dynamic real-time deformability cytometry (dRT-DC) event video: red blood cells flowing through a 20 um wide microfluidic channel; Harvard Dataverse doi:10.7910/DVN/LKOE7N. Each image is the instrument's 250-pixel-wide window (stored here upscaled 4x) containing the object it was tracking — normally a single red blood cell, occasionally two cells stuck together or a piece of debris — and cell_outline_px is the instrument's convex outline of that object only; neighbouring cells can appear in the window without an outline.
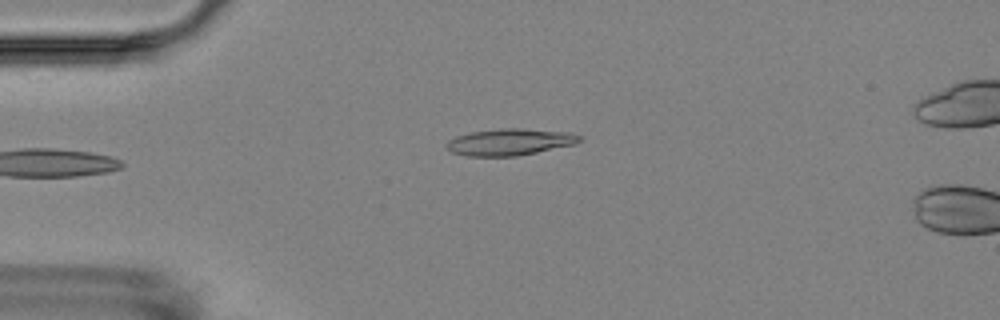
{"species": "Egyptian fruit bat (a non-hibernating species)", "species_latin": "Rousettus aegyptiacus", "temperature_condition": "room temperature", "stored_images_in_passage": 2, "camera_frame_rate_fps": 3000, "um_per_image_px": 0.085, "animal": {"sex": "female"}, "frame": {"image": 1, "passage_image": 2, "time_ms": 1.333, "image_size_px": [1000, 320], "cell_outline_px": [[580, 140], [576, 144], [516, 156], [468, 156], [452, 152], [444, 144], [448, 140], [456, 136], [472, 132], [500, 128], [520, 128], [572, 132], [580, 136]], "centroid_in_image_um": [43.33, 12.06], "position_along_channel_um": 41.7, "area_um2": 20.63}}